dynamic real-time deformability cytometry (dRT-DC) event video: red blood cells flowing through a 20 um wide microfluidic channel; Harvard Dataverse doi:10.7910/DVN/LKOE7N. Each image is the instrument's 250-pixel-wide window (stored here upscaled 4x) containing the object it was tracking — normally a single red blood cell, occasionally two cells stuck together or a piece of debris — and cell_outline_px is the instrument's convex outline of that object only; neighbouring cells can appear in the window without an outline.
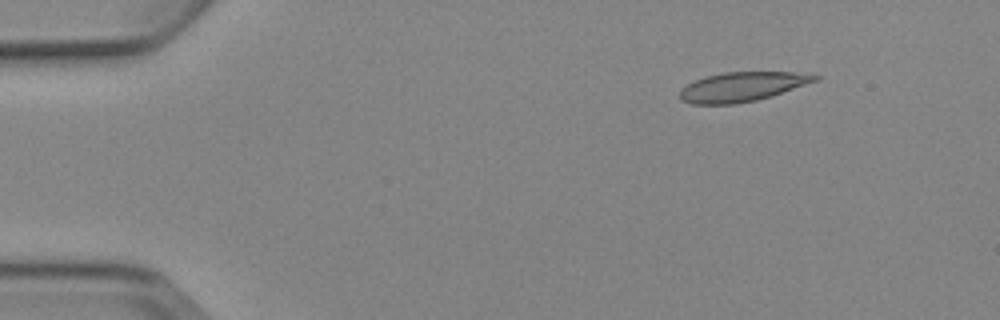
{"species": "Egyptian fruit bat (a non-hibernating species)", "species_latin": "Rousettus aegyptiacus", "temperature_condition": "cold", "stored_images_in_passage": 4, "camera_frame_rate_fps": 3000, "um_per_image_px": 0.085, "animal": {"sex": "female"}, "frame": {"image": 1, "passage_image": 2, "time_ms": 1.333, "image_size_px": [1000, 320], "cell_outline_px": [[820, 80], [772, 96], [756, 100], [736, 104], [692, 104], [684, 100], [680, 96], [680, 88], [704, 76], [724, 72], [792, 72], [820, 76]], "centroid_in_image_um": [63.1, 7.37], "position_along_channel_um": 21.9, "area_um2": 23.12}}
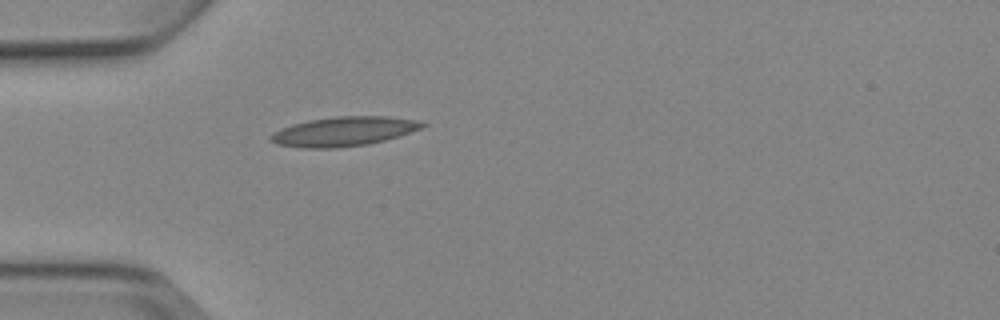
{"frame": {"image": 2, "passage_image": 4, "time_ms": 4.333, "image_size_px": [1000, 320], "cell_outline_px": [[428, 124], [420, 128], [384, 140], [368, 144], [336, 148], [304, 148], [276, 144], [268, 136], [272, 132], [280, 128], [292, 124], [308, 120], [336, 116], [388, 116], [420, 120]], "centroid_in_image_um": [29.18, 11.16], "position_along_channel_um": 55.8, "area_um2": 25.95}}